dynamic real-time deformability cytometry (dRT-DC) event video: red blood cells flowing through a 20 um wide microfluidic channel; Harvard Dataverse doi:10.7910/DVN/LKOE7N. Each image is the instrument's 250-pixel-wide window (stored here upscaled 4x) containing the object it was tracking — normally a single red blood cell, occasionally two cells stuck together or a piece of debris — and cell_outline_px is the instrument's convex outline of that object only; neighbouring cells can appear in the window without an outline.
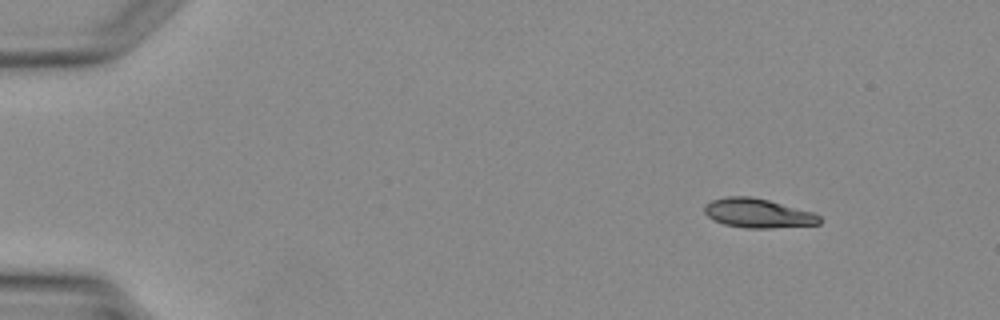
{"species": "Egyptian fruit bat (a non-hibernating species)", "species_latin": "Rousettus aegyptiacus", "temperature_condition": "warm", "stored_images_in_passage": 4, "camera_frame_rate_fps": 3000, "um_per_image_px": 0.085, "animal": {"sex": "female"}, "frame": {"image": 1, "passage_image": 1, "time_ms": 0.0, "image_size_px": [1000, 320], "cell_outline_px": [[820, 224], [772, 228], [748, 228], [724, 224], [708, 216], [704, 212], [704, 204], [712, 200], [728, 196], [748, 196], [768, 200], [812, 212], [820, 216]], "centroid_in_image_um": [64.41, 18.12], "position_along_channel_um": 20.6, "area_um2": 19.36}}
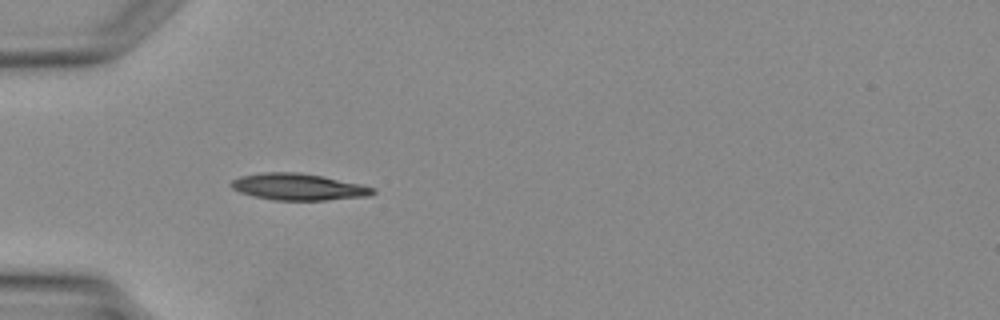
{"frame": {"image": 2, "passage_image": 3, "time_ms": 2.667, "image_size_px": [1000, 320], "cell_outline_px": [[376, 192], [368, 196], [324, 200], [272, 200], [252, 196], [240, 192], [232, 188], [228, 184], [232, 180], [240, 176], [260, 172], [300, 172], [324, 176], [364, 184], [376, 188]], "centroid_in_image_um": [25.36, 15.87], "position_along_channel_um": 59.6, "area_um2": 22.37}}
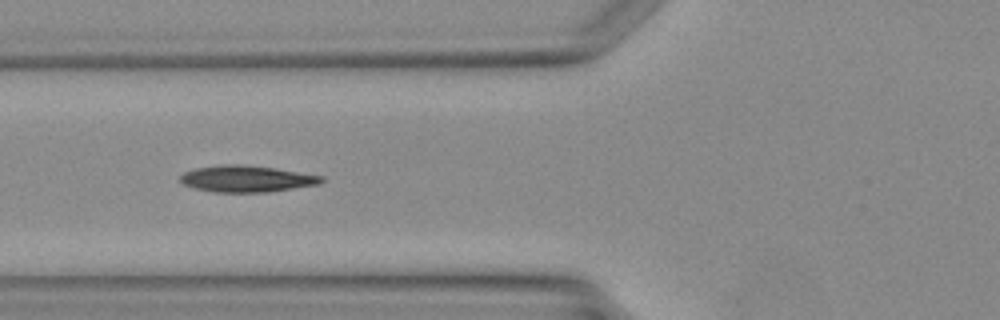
{"frame": {"image": 3, "passage_image": 4, "time_ms": 3.667, "image_size_px": [1000, 320], "cell_outline_px": [[324, 180], [320, 184], [268, 192], [216, 192], [196, 188], [184, 184], [180, 180], [180, 176], [184, 172], [196, 168], [228, 164], [240, 164], [276, 168], [324, 176]], "centroid_in_image_um": [21.0, 15.19], "position_along_channel_um": 104.8, "area_um2": 21.68}}